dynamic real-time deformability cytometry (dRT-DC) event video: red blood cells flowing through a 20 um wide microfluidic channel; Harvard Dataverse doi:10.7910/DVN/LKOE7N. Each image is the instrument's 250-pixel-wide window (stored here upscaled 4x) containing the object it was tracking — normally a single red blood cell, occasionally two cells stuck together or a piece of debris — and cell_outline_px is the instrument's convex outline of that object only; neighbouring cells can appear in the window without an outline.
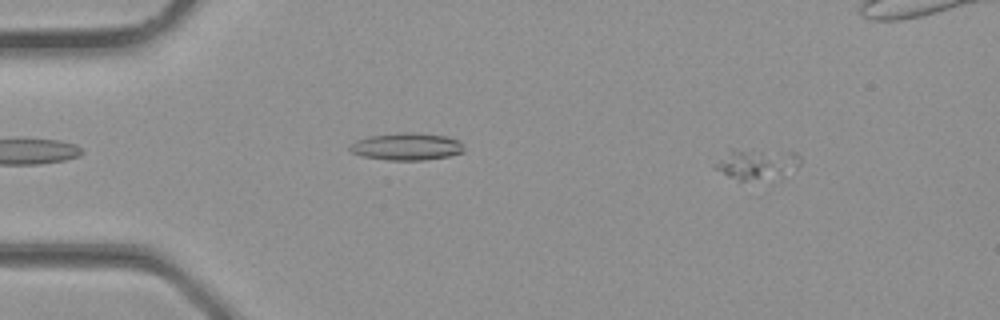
{"species": "common noctule bat (a hibernating species)", "species_latin": "Nyctalus noctula", "temperature_condition": "room temperature", "stored_images_in_passage": 9, "camera_frame_rate_fps": 3000, "um_per_image_px": 0.085, "animal": {"sex": "male", "body_mass_g": 23.1, "forearm_length_mm": 52.7}, "frame": {"image": 1, "passage_image": 3, "time_ms": 0.667, "image_size_px": [1000, 320], "cell_outline_px": [[800, 164], [796, 168], [784, 176], [772, 180], [740, 180], [728, 176], [712, 168], [732, 148], [796, 152], [800, 156]], "centroid_in_image_um": [64.38, 13.95], "position_along_channel_um": 20.6, "area_um2": 15.43}}